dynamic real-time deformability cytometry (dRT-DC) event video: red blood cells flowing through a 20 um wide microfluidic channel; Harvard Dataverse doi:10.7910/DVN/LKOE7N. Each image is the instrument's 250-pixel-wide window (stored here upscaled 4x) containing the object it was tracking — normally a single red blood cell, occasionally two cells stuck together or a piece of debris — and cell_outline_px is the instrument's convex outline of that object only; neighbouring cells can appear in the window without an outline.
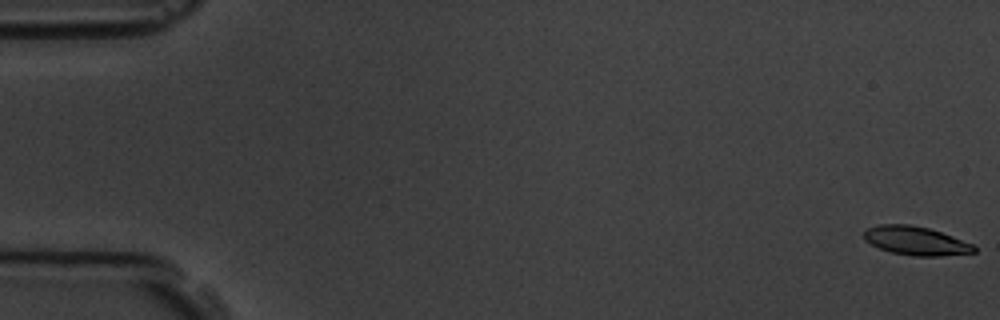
{"species": "common noctule bat (a hibernating species)", "species_latin": "Nyctalus noctula", "temperature_condition": "room temperature", "stored_images_in_passage": 3, "camera_frame_rate_fps": 3000, "um_per_image_px": 0.085, "animal": {"sex": "male", "body_mass_g": 19.5, "forearm_length_mm": 54.6}, "frame": {"image": 1, "passage_image": 1, "time_ms": 0.0, "image_size_px": [1000, 320], "cell_outline_px": [[976, 252], [940, 256], [912, 256], [892, 252], [880, 248], [864, 240], [864, 228], [880, 224], [908, 224], [928, 228], [952, 236], [972, 244], [976, 248]], "centroid_in_image_um": [77.81, 20.46], "position_along_channel_um": 7.2, "area_um2": 18.32}}